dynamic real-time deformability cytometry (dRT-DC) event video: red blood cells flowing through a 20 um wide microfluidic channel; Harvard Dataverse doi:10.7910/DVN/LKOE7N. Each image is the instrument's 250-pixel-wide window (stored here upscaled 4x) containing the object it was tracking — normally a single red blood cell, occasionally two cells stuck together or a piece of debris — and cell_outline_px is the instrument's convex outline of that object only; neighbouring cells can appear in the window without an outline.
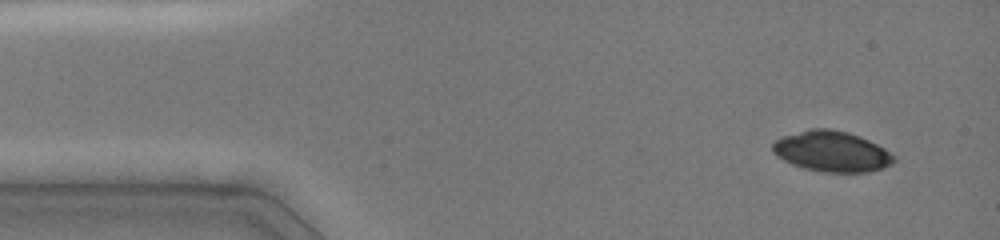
{"species": "common noctule bat (a hibernating species)", "species_latin": "Nyctalus noctula", "temperature_condition": "cold", "stored_images_in_passage": 5, "camera_frame_rate_fps": 3000, "um_per_image_px": 0.085, "animal": {"sex": "female", "body_mass_g": 19.0, "forearm_length_mm": 51.5}, "frame": {"image": 1, "passage_image": 1, "time_ms": 0.0, "image_size_px": [1000, 240], "cell_outline_px": [[896, 160], [892, 164], [884, 168], [868, 172], [824, 172], [804, 168], [792, 164], [776, 156], [772, 152], [772, 144], [776, 140], [784, 136], [808, 128], [832, 128], [848, 132], [860, 136], [884, 148], [896, 156]], "centroid_in_image_um": [70.71, 12.87], "position_along_channel_um": 14.3, "area_um2": 28.9}}